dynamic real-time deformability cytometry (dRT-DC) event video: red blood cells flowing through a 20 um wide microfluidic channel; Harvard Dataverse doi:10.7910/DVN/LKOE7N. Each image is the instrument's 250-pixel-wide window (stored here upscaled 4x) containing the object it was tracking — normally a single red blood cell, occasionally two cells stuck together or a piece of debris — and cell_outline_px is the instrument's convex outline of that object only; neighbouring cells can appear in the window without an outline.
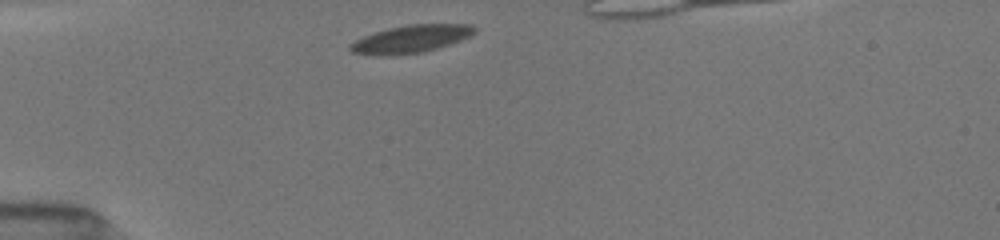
{"species": "common noctule bat (a hibernating species)", "species_latin": "Nyctalus noctula", "temperature_condition": "room temperature", "stored_images_in_passage": 35, "camera_frame_rate_fps": 3000, "um_per_image_px": 0.085, "animal": {"sex": "female", "body_mass_g": 19.5, "forearm_length_mm": 54.1}, "frame": {"image": 1, "passage_image": 1, "time_ms": 0.0, "image_size_px": [1000, 240], "cell_outline_px": [[476, 32], [468, 36], [448, 44], [436, 48], [420, 52], [380, 56], [352, 52], [348, 48], [356, 40], [364, 36], [388, 28], [408, 24], [472, 24], [476, 28]], "centroid_in_image_um": [34.92, 3.3], "position_along_channel_um": 50.1, "area_um2": 19.59}}
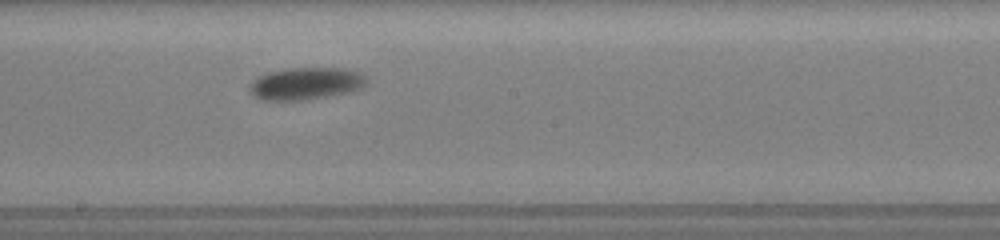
{"frame": {"image": 2, "passage_image": 16, "time_ms": 5.0, "image_size_px": [1000, 240], "cell_outline_px": [[368, 80], [360, 88], [348, 92], [304, 100], [264, 100], [256, 96], [252, 92], [252, 84], [260, 76], [268, 72], [288, 68], [340, 68], [356, 72]], "centroid_in_image_um": [26.01, 7.1], "position_along_channel_um": 222.2, "area_um2": 21.21}}
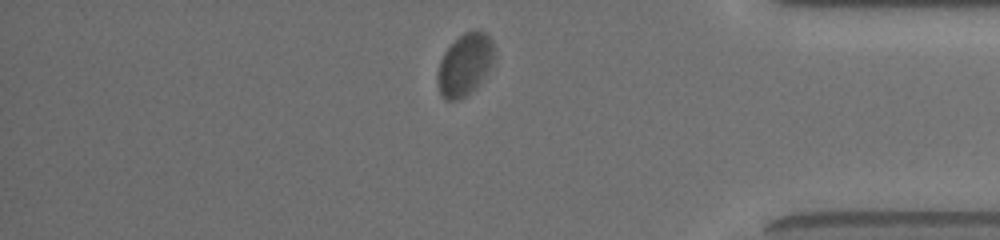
{"frame": {"image": 3, "passage_image": 31, "time_ms": 10.0, "image_size_px": [1000, 240], "cell_outline_px": [[492, 64], [476, 88], [460, 100], [444, 100], [440, 92], [440, 60], [444, 52], [464, 32], [476, 28], [480, 28], [492, 40]], "centroid_in_image_um": [39.54, 5.47], "position_along_channel_um": 395.7, "area_um2": 19.94}}